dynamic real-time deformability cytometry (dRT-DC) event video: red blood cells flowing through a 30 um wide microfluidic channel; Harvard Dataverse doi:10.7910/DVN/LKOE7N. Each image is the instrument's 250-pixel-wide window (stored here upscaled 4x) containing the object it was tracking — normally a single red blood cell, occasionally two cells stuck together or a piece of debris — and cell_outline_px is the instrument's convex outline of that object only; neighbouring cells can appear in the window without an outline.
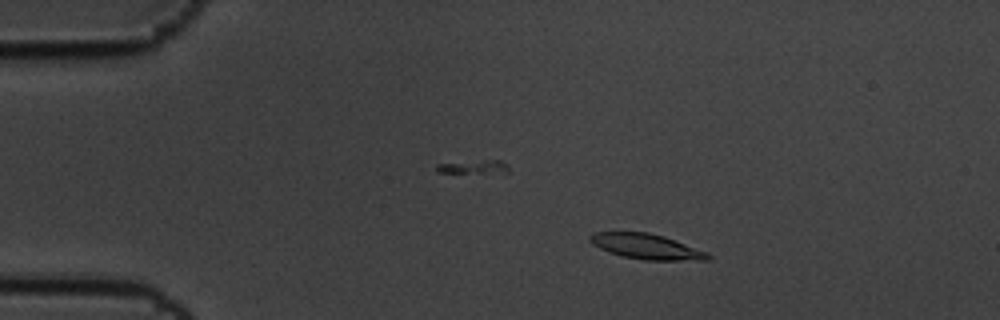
{"species": "common noctule bat (a hibernating species)", "species_latin": "Nyctalus noctula", "temperature_condition": "cold", "stored_images_in_passage": 5, "camera_frame_rate_fps": 3000, "um_per_image_px": 0.085, "animal": {"sex": "male", "body_mass_g": 19.5, "forearm_length_mm": 54.6}, "frame": {"image": 1, "passage_image": 3, "time_ms": 0.667, "image_size_px": [1000, 320], "cell_outline_px": [[712, 256], [708, 260], [644, 260], [624, 256], [608, 252], [592, 244], [588, 240], [588, 236], [592, 232], [648, 232], [664, 236], [708, 252]], "centroid_in_image_um": [54.93, 20.95], "position_along_channel_um": 30.1, "area_um2": 17.4}}
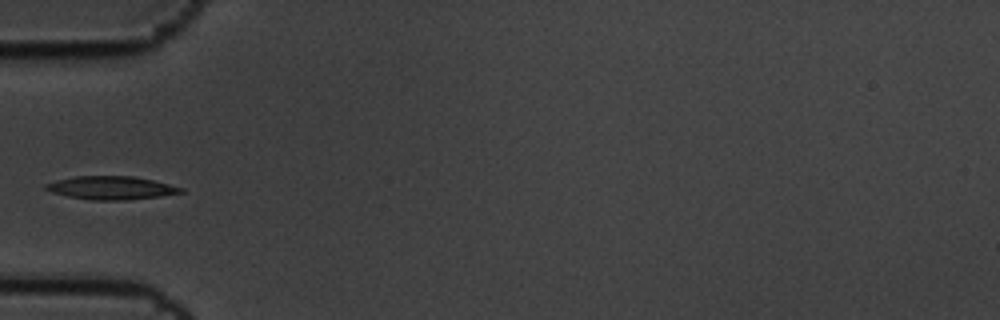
{"frame": {"image": 2, "passage_image": 5, "time_ms": 1.333, "image_size_px": [1000, 320], "cell_outline_px": [[184, 192], [160, 196], [128, 200], [92, 200], [68, 196], [52, 192], [44, 188], [44, 184], [56, 180], [76, 176], [132, 176], [152, 180], [184, 188]], "centroid_in_image_um": [9.44, 15.97], "position_along_channel_um": 75.6, "area_um2": 18.21}}